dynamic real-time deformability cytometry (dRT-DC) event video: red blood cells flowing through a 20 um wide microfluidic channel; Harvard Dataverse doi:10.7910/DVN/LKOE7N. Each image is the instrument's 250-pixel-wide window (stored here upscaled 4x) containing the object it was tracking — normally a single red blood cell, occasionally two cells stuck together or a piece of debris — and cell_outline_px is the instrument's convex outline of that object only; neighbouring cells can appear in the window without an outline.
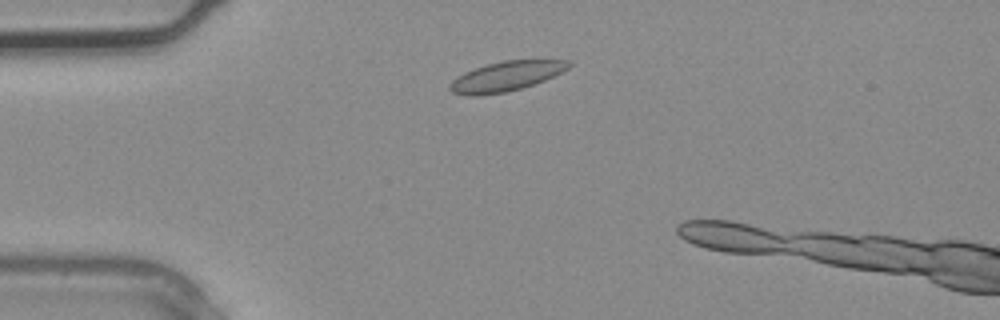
{"species": "common noctule bat (a hibernating species)", "species_latin": "Nyctalus noctula", "temperature_condition": "warm", "stored_images_in_passage": 2, "camera_frame_rate_fps": 3000, "um_per_image_px": 0.085, "animal": {"sex": "male", "body_mass_g": 20.4}, "frame": {"image": 1, "passage_image": 1, "time_ms": 0.0, "image_size_px": [1000, 320], "cell_outline_px": [[572, 64], [568, 68], [544, 80], [520, 88], [504, 92], [476, 96], [472, 96], [452, 92], [448, 88], [448, 84], [452, 80], [464, 72], [488, 64], [504, 60], [572, 60]], "centroid_in_image_um": [42.99, 6.48], "position_along_channel_um": 42.0, "area_um2": 20.29}}